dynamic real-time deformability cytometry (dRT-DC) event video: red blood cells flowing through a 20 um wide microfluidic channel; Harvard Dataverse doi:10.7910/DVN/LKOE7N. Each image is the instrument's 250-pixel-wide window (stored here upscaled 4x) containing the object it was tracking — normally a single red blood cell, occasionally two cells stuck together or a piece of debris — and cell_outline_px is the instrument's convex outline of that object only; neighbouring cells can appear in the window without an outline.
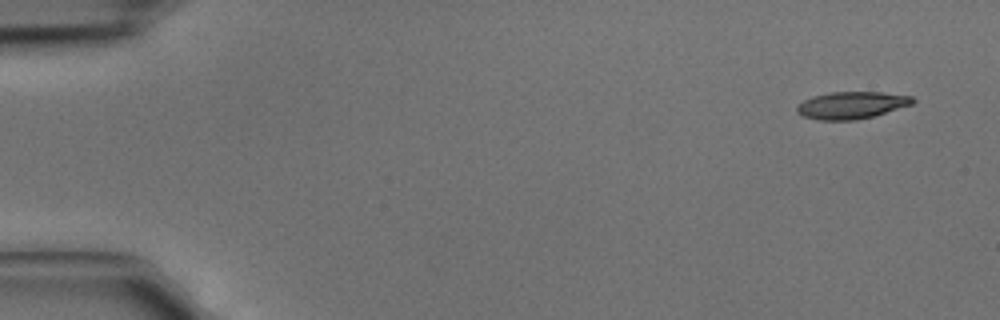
{"species": "common noctule bat (a hibernating species)", "species_latin": "Nyctalus noctula", "temperature_condition": "cold", "stored_images_in_passage": 4, "segment_of_instrument_passage": [2, 2], "camera_frame_rate_fps": 3000, "um_per_image_px": 0.085, "animal": {"sex": "male", "body_mass_g": 15.6}, "frame": {"image": 1, "passage_image": 4, "time_ms": 1.0, "image_size_px": [1000, 320], "cell_outline_px": [[916, 100], [912, 104], [872, 116], [856, 120], [820, 120], [804, 116], [796, 112], [796, 104], [812, 96], [832, 92], [880, 92], [912, 96]], "centroid_in_image_um": [72.35, 8.93], "position_along_channel_um": 12.7, "area_um2": 18.21}}